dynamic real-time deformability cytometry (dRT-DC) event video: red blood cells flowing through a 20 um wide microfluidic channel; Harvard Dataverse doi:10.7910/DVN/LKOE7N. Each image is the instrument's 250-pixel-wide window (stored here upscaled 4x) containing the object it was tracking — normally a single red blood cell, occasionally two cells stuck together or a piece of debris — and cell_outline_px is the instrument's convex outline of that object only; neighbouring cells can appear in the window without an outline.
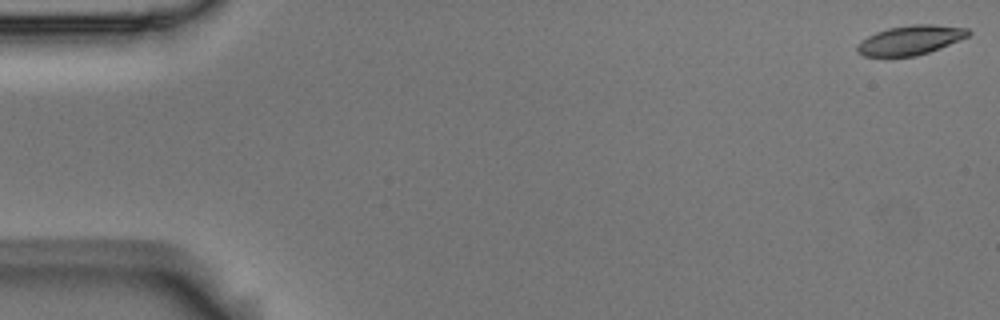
{"species": "Egyptian fruit bat (a non-hibernating species)", "species_latin": "Rousettus aegyptiacus", "temperature_condition": "room temperature", "stored_images_in_passage": 5, "camera_frame_rate_fps": 3000, "um_per_image_px": 0.085, "animal": {"sex": "male"}, "frame": {"image": 1, "passage_image": 1, "time_ms": 0.0, "image_size_px": [1000, 320], "cell_outline_px": [[972, 32], [968, 36], [940, 48], [916, 56], [864, 56], [856, 52], [856, 44], [860, 40], [876, 32], [888, 28], [912, 24], [932, 24], [968, 28]], "centroid_in_image_um": [77.36, 3.4], "position_along_channel_um": 7.6, "area_um2": 19.07}}
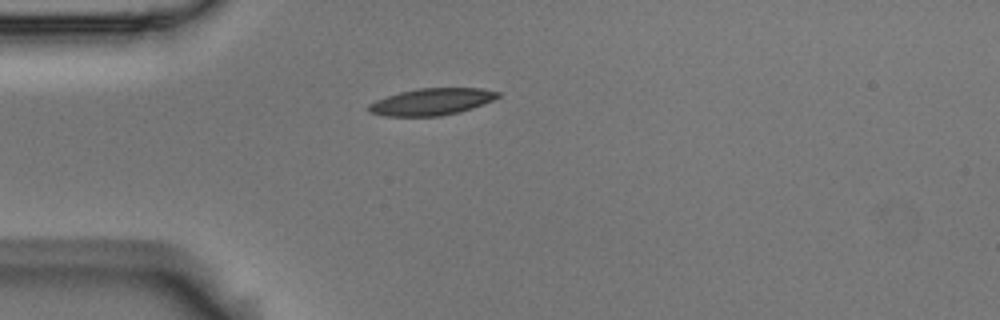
{"frame": {"image": 2, "passage_image": 5, "time_ms": 1.333, "image_size_px": [1000, 320], "cell_outline_px": [[500, 96], [484, 104], [460, 112], [440, 116], [384, 116], [368, 112], [368, 104], [376, 100], [400, 92], [420, 88], [480, 88], [500, 92]], "centroid_in_image_um": [36.69, 8.65], "position_along_channel_um": 48.3, "area_um2": 20.17}}